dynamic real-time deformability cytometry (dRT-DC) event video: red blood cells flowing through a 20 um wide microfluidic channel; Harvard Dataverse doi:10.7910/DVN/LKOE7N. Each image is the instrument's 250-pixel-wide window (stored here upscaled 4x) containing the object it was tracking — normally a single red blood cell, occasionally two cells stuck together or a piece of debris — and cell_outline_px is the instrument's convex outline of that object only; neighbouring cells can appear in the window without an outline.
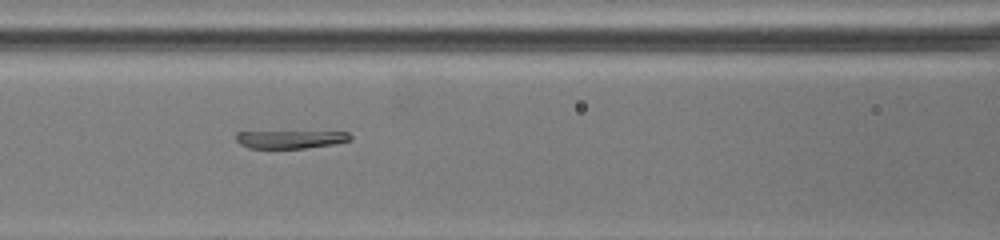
{"species": "common noctule bat (a hibernating species)", "species_latin": "Nyctalus noctula", "temperature_condition": "warm", "stored_images_in_passage": 21, "camera_frame_rate_fps": 3000, "um_per_image_px": 0.085, "animal": {"sex": "female", "body_mass_g": 19.5, "forearm_length_mm": 54.1}, "frame": {"image": 1, "passage_image": 21, "time_ms": 12.333, "image_size_px": [1000, 240], "cell_outline_px": [[352, 140], [332, 144], [304, 148], [248, 148], [240, 144], [236, 140], [236, 132], [348, 132], [352, 136]], "centroid_in_image_um": [24.69, 11.84], "position_along_channel_um": 141.9, "area_um2": 11.79}}